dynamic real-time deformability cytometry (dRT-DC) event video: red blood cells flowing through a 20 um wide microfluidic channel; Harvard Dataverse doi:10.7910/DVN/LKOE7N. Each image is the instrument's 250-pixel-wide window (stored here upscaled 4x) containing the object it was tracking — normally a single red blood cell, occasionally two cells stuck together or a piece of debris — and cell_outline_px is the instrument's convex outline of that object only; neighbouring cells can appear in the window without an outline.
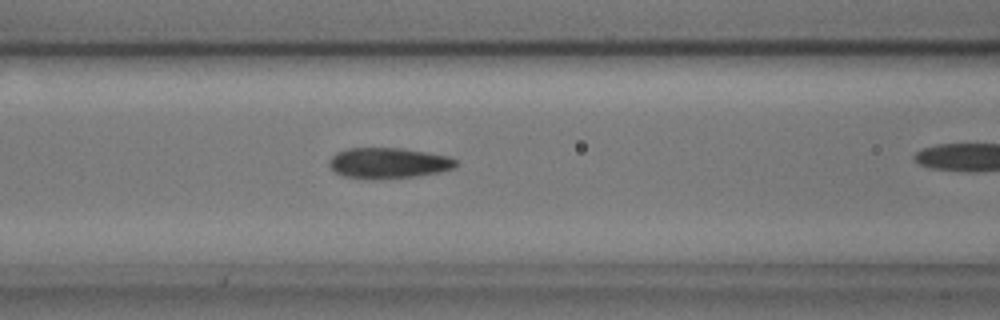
{"species": "common noctule bat (a hibernating species)", "species_latin": "Nyctalus noctula", "temperature_condition": "cold", "stored_images_in_passage": 43, "camera_frame_rate_fps": 3000, "um_per_image_px": 0.085, "animal": {"sex": "male", "body_mass_g": 17.9, "forearm_length_mm": 54.2}, "frame": {"image": 1, "passage_image": 22, "time_ms": 7.0, "image_size_px": [1000, 320], "cell_outline_px": [[456, 168], [416, 176], [344, 176], [336, 172], [328, 164], [328, 160], [336, 152], [348, 148], [404, 148], [428, 152], [448, 156], [456, 160]], "centroid_in_image_um": [33.04, 13.8], "position_along_channel_um": 133.6, "area_um2": 21.73}}
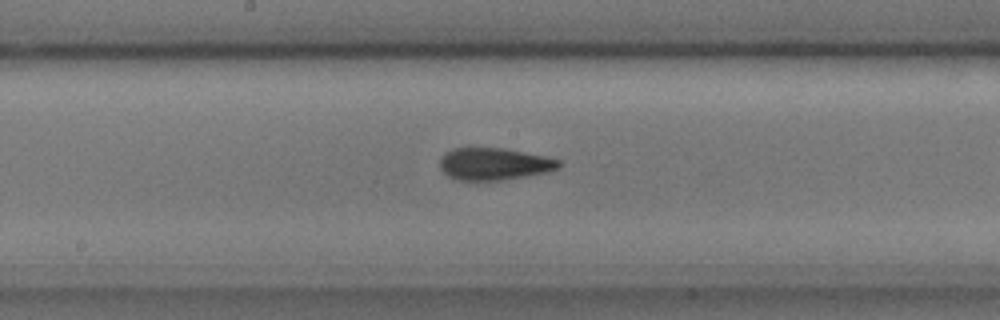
{"frame": {"image": 2, "passage_image": 28, "time_ms": 9.0, "image_size_px": [1000, 320], "cell_outline_px": [[560, 168], [548, 172], [500, 180], [456, 180], [448, 176], [440, 168], [440, 160], [448, 152], [456, 148], [504, 148], [548, 156], [560, 160]], "centroid_in_image_um": [42.05, 13.93], "position_along_channel_um": 206.1, "area_um2": 22.2}}
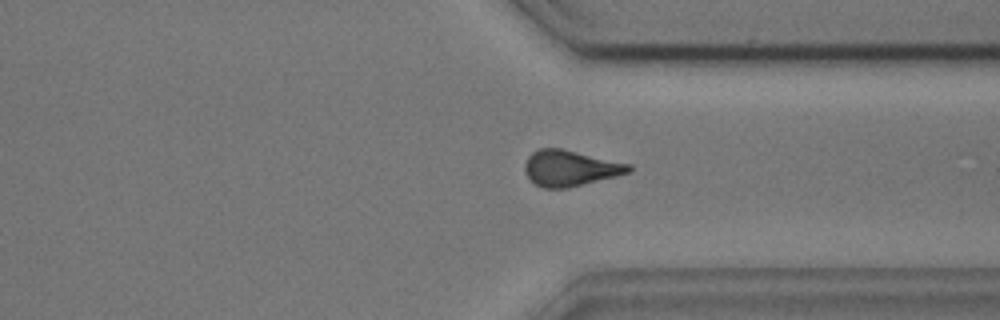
{"frame": {"image": 3, "passage_image": 41, "time_ms": 13.333, "image_size_px": [1000, 320], "cell_outline_px": [[632, 172], [568, 188], [544, 188], [536, 184], [528, 176], [524, 168], [524, 164], [528, 156], [532, 152], [540, 148], [564, 148], [632, 164]], "centroid_in_image_um": [48.5, 14.27], "position_along_channel_um": 362.9, "area_um2": 21.91}}